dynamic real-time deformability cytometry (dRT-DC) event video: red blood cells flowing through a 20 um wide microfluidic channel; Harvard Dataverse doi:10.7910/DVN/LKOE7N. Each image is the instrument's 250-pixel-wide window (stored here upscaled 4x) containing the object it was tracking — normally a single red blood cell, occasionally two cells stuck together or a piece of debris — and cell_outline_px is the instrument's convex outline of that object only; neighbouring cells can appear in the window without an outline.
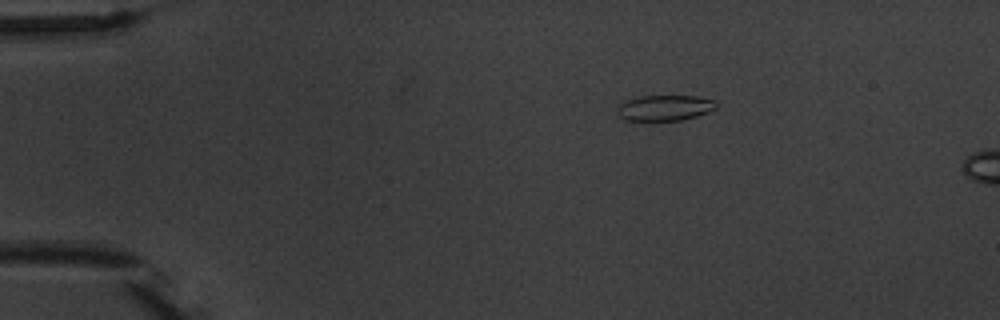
{"species": "common noctule bat (a hibernating species)", "species_latin": "Nyctalus noctula", "temperature_condition": "warm", "stored_images_in_passage": 4, "camera_frame_rate_fps": 3000, "um_per_image_px": 0.085, "animal": {"sex": "male", "body_mass_g": 20.1, "forearm_length_mm": 53.5}, "frame": {"image": 1, "passage_image": 2, "time_ms": 1.333, "image_size_px": [1000, 320], "cell_outline_px": [[716, 108], [708, 112], [696, 116], [680, 120], [624, 120], [616, 112], [616, 108], [624, 100], [640, 96], [696, 96], [716, 100]], "centroid_in_image_um": [56.48, 9.16], "position_along_channel_um": 28.5, "area_um2": 14.8}}